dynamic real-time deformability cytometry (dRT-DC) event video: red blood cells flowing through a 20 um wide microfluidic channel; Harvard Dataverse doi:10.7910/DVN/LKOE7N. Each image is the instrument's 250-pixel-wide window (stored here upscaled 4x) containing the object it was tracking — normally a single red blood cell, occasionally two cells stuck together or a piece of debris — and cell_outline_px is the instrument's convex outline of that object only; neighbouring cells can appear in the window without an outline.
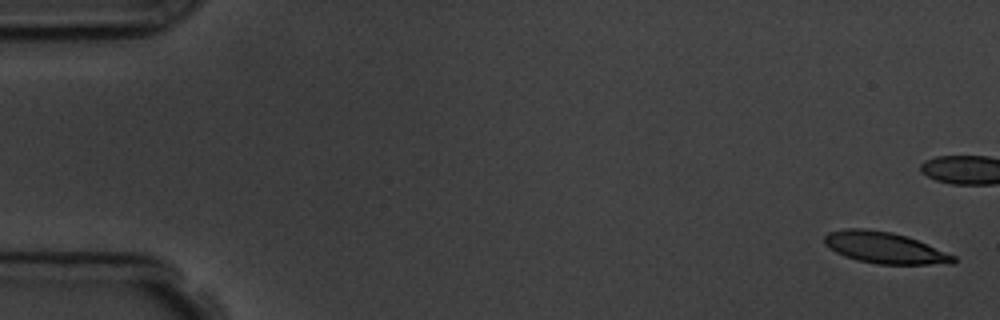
{"species": "common noctule bat (a hibernating species)", "species_latin": "Nyctalus noctula", "temperature_condition": "room temperature", "stored_images_in_passage": 8, "camera_frame_rate_fps": 3000, "um_per_image_px": 0.085, "animal": {"sex": "male", "body_mass_g": 19.5, "forearm_length_mm": 54.6}, "frame": {"image": 1, "passage_image": 1, "time_ms": 0.0, "image_size_px": [1000, 320], "cell_outline_px": [[956, 260], [952, 264], [880, 264], [856, 260], [844, 256], [836, 252], [824, 244], [824, 236], [828, 232], [844, 228], [864, 228], [892, 232], [908, 236], [956, 256]], "centroid_in_image_um": [75.18, 21.05], "position_along_channel_um": 9.8, "area_um2": 23.7}}
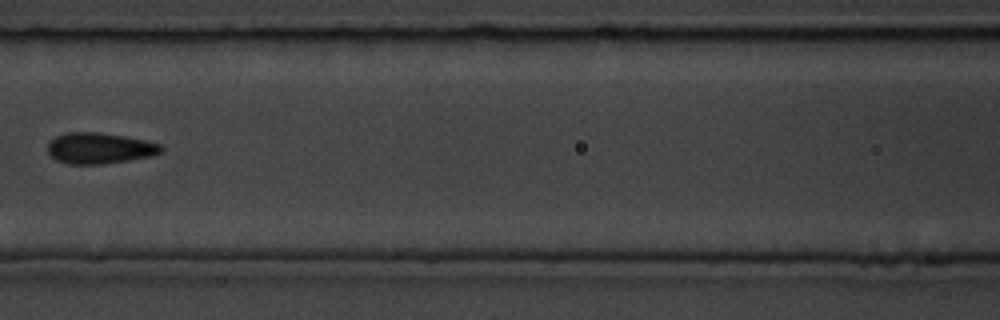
{"frame": {"image": 2, "passage_image": 7, "time_ms": 8.667, "image_size_px": [1000, 320], "cell_outline_px": [[164, 148], [160, 152], [152, 156], [128, 160], [100, 164], [68, 164], [56, 160], [48, 152], [48, 144], [56, 136], [68, 132], [96, 132], [124, 136], [144, 140], [160, 144]], "centroid_in_image_um": [8.46, 12.6], "position_along_channel_um": 158.1, "area_um2": 20.29}}